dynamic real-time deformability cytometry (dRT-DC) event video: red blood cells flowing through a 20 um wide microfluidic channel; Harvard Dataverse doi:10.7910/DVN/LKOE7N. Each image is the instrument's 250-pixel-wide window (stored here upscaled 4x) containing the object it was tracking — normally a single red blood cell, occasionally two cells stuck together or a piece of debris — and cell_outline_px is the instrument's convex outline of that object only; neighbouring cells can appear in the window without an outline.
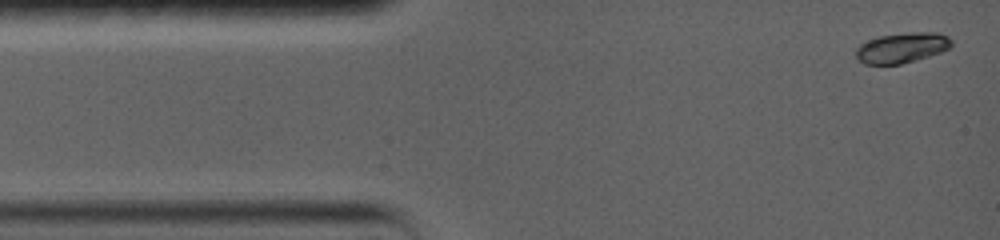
{"species": "common noctule bat (a hibernating species)", "species_latin": "Nyctalus noctula", "temperature_condition": "warm", "stored_images_in_passage": 44, "camera_frame_rate_fps": 5000, "um_per_image_px": 0.085, "animal": {"sex": "female", "body_mass_g": 19.0, "forearm_length_mm": 56.7}, "frame": {"image": 1, "passage_image": 1, "time_ms": 0.0, "image_size_px": [1000, 240], "cell_outline_px": [[952, 44], [948, 48], [940, 52], [916, 60], [900, 64], [864, 64], [856, 56], [856, 48], [860, 44], [868, 40], [880, 36], [916, 32], [936, 32], [948, 36], [952, 40]], "centroid_in_image_um": [76.66, 4.06], "position_along_channel_um": 8.3, "area_um2": 16.65}}
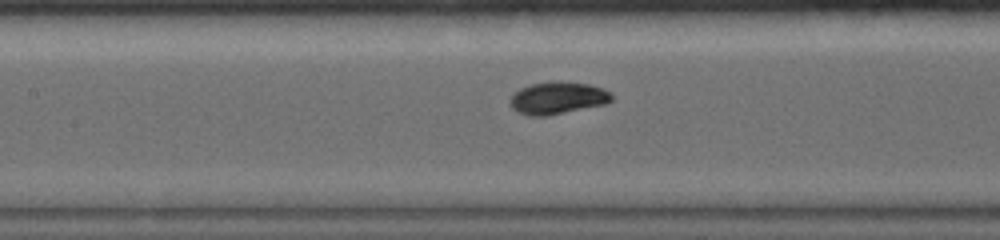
{"frame": {"image": 2, "passage_image": 19, "time_ms": 6.0, "image_size_px": [1000, 240], "cell_outline_px": [[612, 100], [604, 104], [548, 116], [528, 116], [512, 108], [508, 100], [520, 88], [532, 84], [552, 80], [560, 80], [588, 84], [604, 88], [612, 96]], "centroid_in_image_um": [47.38, 8.31], "position_along_channel_um": 160.0, "area_um2": 19.19}}
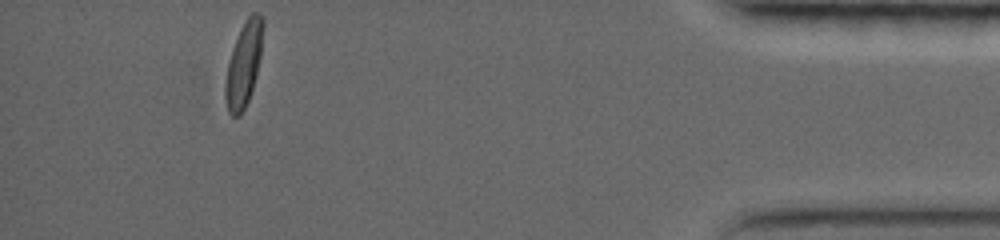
{"frame": {"image": 3, "passage_image": 44, "time_ms": 14.6, "image_size_px": [1000, 240], "cell_outline_px": [[264, 24], [260, 56], [252, 88], [248, 100], [240, 116], [232, 116], [228, 112], [224, 92], [224, 88], [228, 64], [232, 48], [240, 28], [248, 16], [252, 12], [260, 12], [264, 20]], "centroid_in_image_um": [20.71, 5.42], "position_along_channel_um": 414.5, "area_um2": 18.38}, "authors_computed_cell_mechanics": {"area_um2": 18.0047, "velocity_mm_per_s": 3.7305, "shape_relaxation_time_tau1_ms": 2.7857, "shape_relaxation_time_tau2_ms": null, "deformation_change_tau1": 0.1403, "deformation_change_tau2": null}}